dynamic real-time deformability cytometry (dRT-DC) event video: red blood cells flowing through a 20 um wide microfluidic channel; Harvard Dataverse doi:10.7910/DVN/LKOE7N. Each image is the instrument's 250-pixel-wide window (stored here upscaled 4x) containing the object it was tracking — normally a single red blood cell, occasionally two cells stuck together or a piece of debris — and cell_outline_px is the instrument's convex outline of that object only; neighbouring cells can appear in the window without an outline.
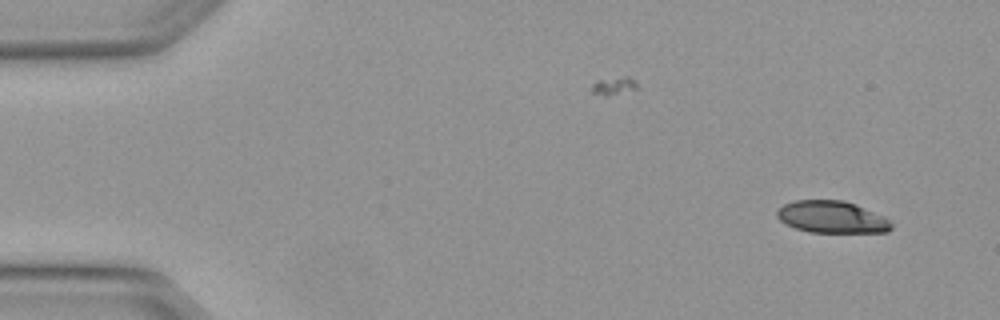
{"species": "Egyptian fruit bat (a non-hibernating species)", "species_latin": "Rousettus aegyptiacus", "temperature_condition": "warm", "stored_images_in_passage": 4, "camera_frame_rate_fps": 3000, "um_per_image_px": 0.085, "animal": {"sex": "female"}, "frame": {"image": 1, "passage_image": 1, "time_ms": 0.0, "image_size_px": [1000, 320], "cell_outline_px": [[892, 228], [888, 232], [808, 232], [796, 228], [780, 220], [776, 216], [776, 212], [784, 204], [796, 200], [844, 200], [856, 204], [884, 216], [892, 224]], "centroid_in_image_um": [70.72, 18.44], "position_along_channel_um": 14.3, "area_um2": 21.27}}